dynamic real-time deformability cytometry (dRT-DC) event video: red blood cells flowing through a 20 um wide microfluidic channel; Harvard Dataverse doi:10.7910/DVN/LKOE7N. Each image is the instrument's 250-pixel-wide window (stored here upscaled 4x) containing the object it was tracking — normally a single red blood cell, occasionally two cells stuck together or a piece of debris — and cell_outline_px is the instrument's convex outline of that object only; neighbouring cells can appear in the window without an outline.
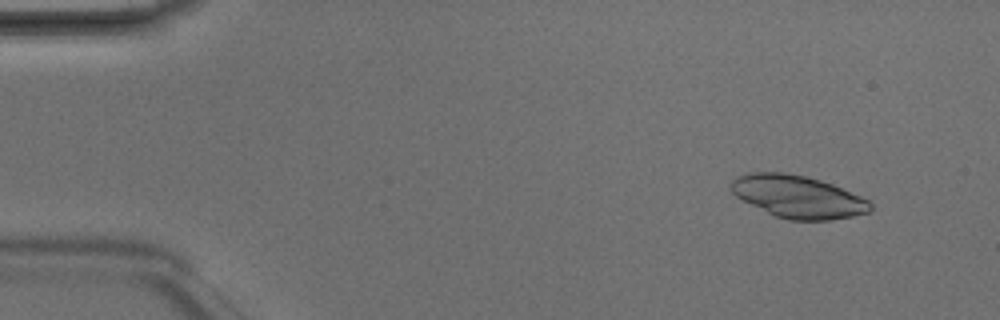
{"species": "Egyptian fruit bat (a non-hibernating species)", "species_latin": "Rousettus aegyptiacus", "temperature_condition": "room temperature", "stored_images_in_passage": 7, "camera_frame_rate_fps": 3000, "um_per_image_px": 0.085, "animal": {"sex": "male"}, "frame": {"image": 1, "passage_image": 2, "time_ms": 0.333, "image_size_px": [1000, 320], "cell_outline_px": [[872, 208], [868, 212], [852, 216], [828, 220], [788, 220], [776, 216], [736, 196], [728, 188], [728, 184], [736, 176], [748, 172], [784, 172], [804, 176], [820, 180], [832, 184], [860, 196], [868, 200], [872, 204]], "centroid_in_image_um": [67.79, 16.7], "position_along_channel_um": 17.2, "area_um2": 34.28}}